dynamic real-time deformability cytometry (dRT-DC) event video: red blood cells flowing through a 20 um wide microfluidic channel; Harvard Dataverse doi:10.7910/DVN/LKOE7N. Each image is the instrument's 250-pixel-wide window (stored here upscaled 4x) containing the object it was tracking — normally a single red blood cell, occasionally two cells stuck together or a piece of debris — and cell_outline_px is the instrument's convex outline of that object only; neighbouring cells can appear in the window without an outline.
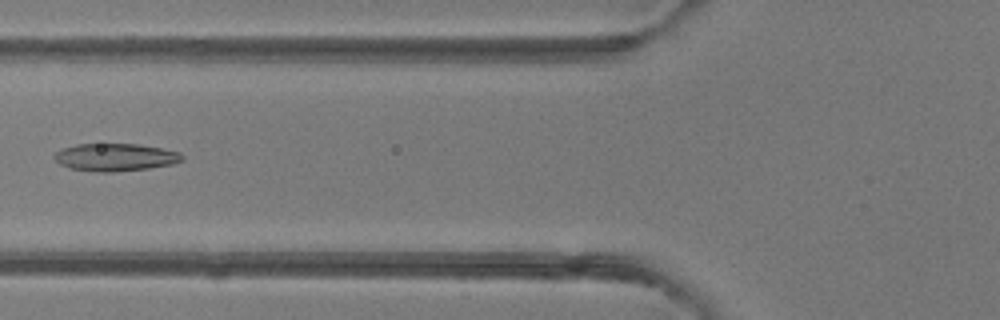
{"species": "common noctule bat (a hibernating species)", "species_latin": "Nyctalus noctula", "temperature_condition": "room temperature", "stored_images_in_passage": 6, "camera_frame_rate_fps": 3000, "um_per_image_px": 0.085, "animal": {"sex": "female"}, "frame": {"image": 1, "passage_image": 6, "time_ms": 5.667, "image_size_px": [1000, 320], "cell_outline_px": [[184, 160], [172, 164], [148, 168], [112, 172], [96, 172], [68, 168], [60, 164], [52, 156], [60, 148], [76, 144], [136, 144], [160, 148], [180, 152], [184, 156]], "centroid_in_image_um": [9.77, 13.36], "position_along_channel_um": 116.0, "area_um2": 20.63}}